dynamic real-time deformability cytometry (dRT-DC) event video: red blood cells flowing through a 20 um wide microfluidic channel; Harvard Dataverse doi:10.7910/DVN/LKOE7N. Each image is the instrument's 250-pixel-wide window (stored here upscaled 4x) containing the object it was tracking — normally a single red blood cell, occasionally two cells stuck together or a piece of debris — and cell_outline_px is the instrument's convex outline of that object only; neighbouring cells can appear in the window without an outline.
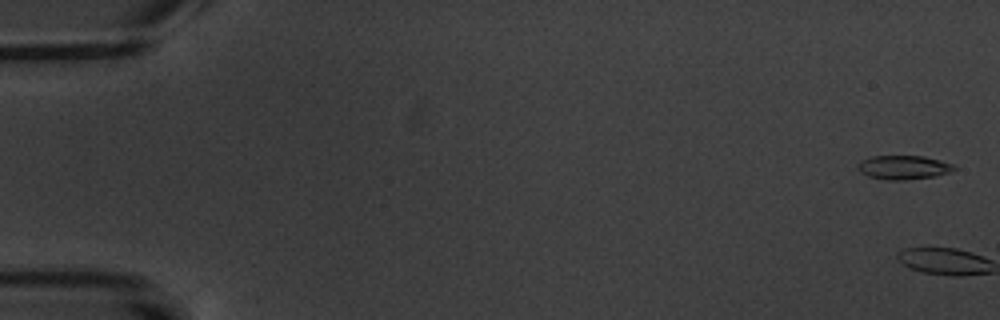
{"species": "common noctule bat (a hibernating species)", "species_latin": "Nyctalus noctula", "temperature_condition": "warm", "stored_images_in_passage": 10, "camera_frame_rate_fps": 3000, "um_per_image_px": 0.085, "animal": {"sex": "male", "body_mass_g": 20.1, "forearm_length_mm": 53.5}, "frame": {"image": 1, "passage_image": 1, "time_ms": 0.0, "image_size_px": [1000, 320], "cell_outline_px": [[956, 168], [948, 172], [936, 176], [904, 180], [888, 180], [868, 176], [860, 172], [856, 168], [856, 164], [860, 160], [872, 156], [924, 156], [956, 164]], "centroid_in_image_um": [76.77, 14.22], "position_along_channel_um": 8.2, "area_um2": 13.58}}
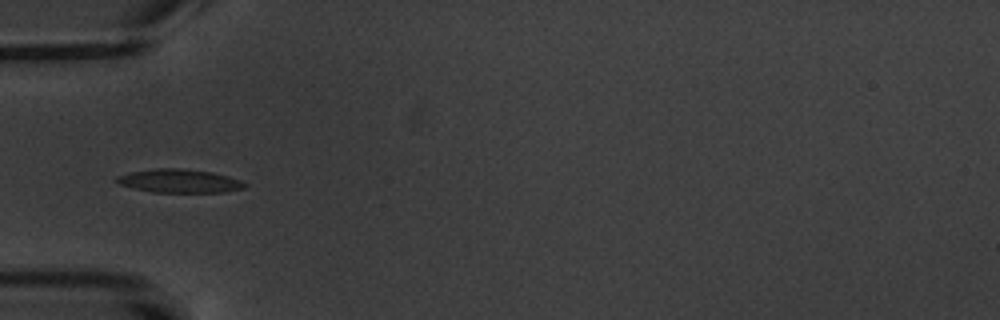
{"frame": {"image": 2, "passage_image": 7, "time_ms": 7.0, "image_size_px": [1000, 320], "cell_outline_px": [[248, 184], [244, 188], [224, 192], [152, 192], [132, 188], [120, 184], [116, 180], [116, 176], [132, 172], [156, 168], [180, 168], [212, 172], [228, 176], [240, 180]], "centroid_in_image_um": [15.26, 15.38], "position_along_channel_um": 69.7, "area_um2": 17.46}}
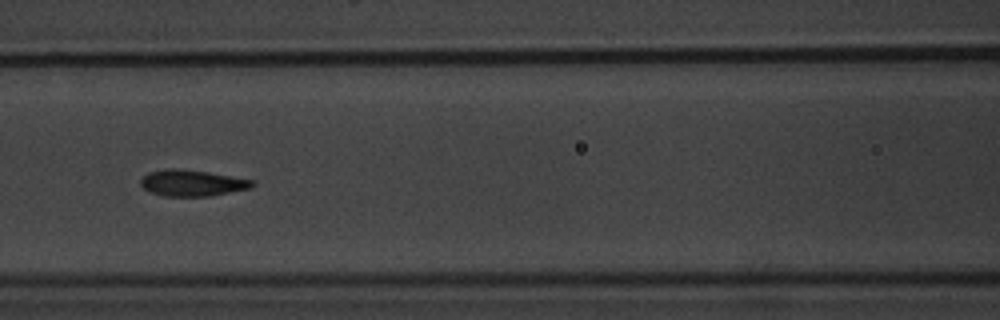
{"frame": {"image": 3, "passage_image": 9, "time_ms": 9.333, "image_size_px": [1000, 320], "cell_outline_px": [[256, 184], [252, 188], [208, 196], [164, 196], [152, 192], [144, 188], [140, 184], [140, 180], [148, 172], [164, 168], [176, 168], [204, 172], [256, 180]], "centroid_in_image_um": [16.34, 15.55], "position_along_channel_um": 150.3, "area_um2": 16.99}}